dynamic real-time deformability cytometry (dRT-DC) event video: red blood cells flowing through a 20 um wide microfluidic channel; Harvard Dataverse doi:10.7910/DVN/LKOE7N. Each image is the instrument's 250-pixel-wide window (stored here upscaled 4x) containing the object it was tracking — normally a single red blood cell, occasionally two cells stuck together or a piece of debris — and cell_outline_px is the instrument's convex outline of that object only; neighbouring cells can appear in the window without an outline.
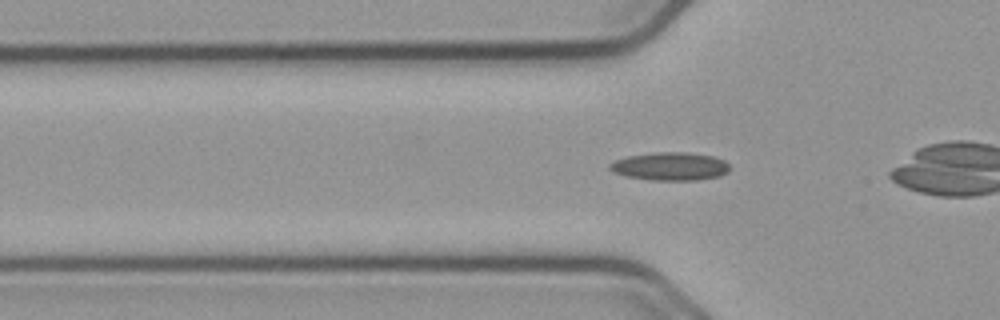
{"species": "common noctule bat (a hibernating species)", "species_latin": "Nyctalus noctula", "temperature_condition": "cold", "stored_images_in_passage": 43, "camera_frame_rate_fps": 3000, "um_per_image_px": 0.085, "animal": {"sex": "male", "body_mass_g": 23.1, "forearm_length_mm": 52.7}, "frame": {"image": 1, "passage_image": 15, "time_ms": 4.667, "image_size_px": [1000, 320], "cell_outline_px": [[728, 172], [720, 176], [696, 180], [652, 180], [624, 176], [612, 172], [608, 168], [608, 164], [616, 160], [628, 156], [656, 152], [684, 152], [712, 156], [724, 160], [728, 164]], "centroid_in_image_um": [56.93, 14.14], "position_along_channel_um": 68.9, "area_um2": 19.65}}
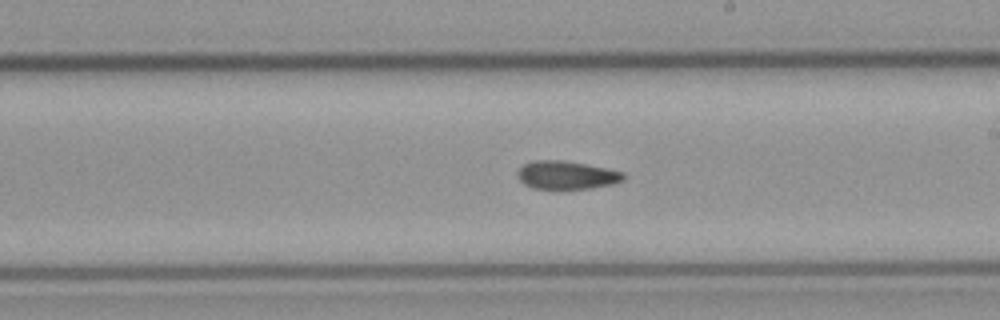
{"frame": {"image": 2, "passage_image": 29, "time_ms": 9.333, "image_size_px": [1000, 320], "cell_outline_px": [[624, 180], [612, 184], [592, 188], [564, 192], [560, 192], [532, 188], [524, 184], [516, 176], [516, 172], [524, 164], [532, 160], [560, 160], [584, 164], [624, 172]], "centroid_in_image_um": [48.1, 14.94], "position_along_channel_um": 240.9, "area_um2": 18.15}}
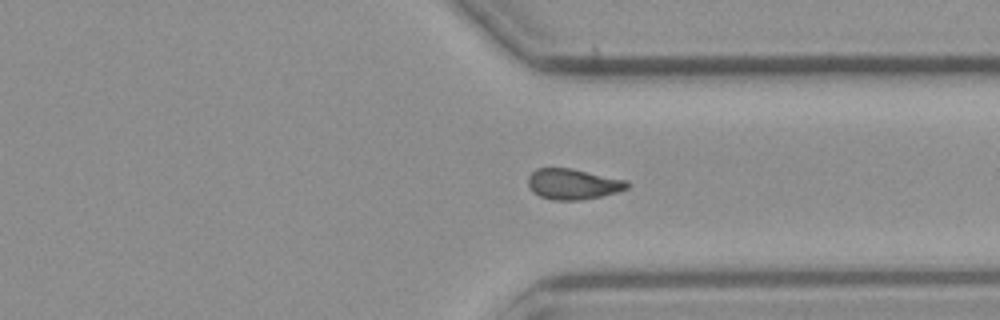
{"frame": {"image": 3, "passage_image": 39, "time_ms": 12.667, "image_size_px": [1000, 320], "cell_outline_px": [[628, 188], [620, 192], [580, 200], [552, 200], [540, 196], [532, 192], [528, 184], [528, 176], [536, 168], [572, 168], [628, 180]], "centroid_in_image_um": [48.71, 15.64], "position_along_channel_um": 362.7, "area_um2": 17.86}, "authors_computed_cell_mechanics": {"area_um2": 18.1492, "velocity_mm_per_s": 3.6603, "shape_relaxation_time_tau1_ms": null, "shape_relaxation_time_tau2_ms": 6.4513, "deformation_change_tau1": null, "deformation_change_tau2": 0.1234}}